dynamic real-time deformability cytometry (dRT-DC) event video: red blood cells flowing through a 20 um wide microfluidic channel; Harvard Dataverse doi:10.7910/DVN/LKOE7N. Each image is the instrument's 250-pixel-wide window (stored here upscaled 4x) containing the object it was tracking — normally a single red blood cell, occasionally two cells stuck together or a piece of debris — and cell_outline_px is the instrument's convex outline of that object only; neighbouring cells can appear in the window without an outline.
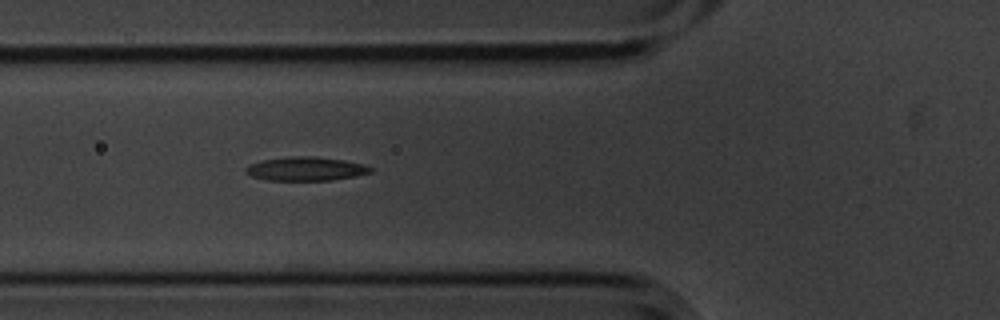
{"species": "common noctule bat (a hibernating species)", "species_latin": "Nyctalus noctula", "temperature_condition": "cold", "stored_images_in_passage": 2, "camera_frame_rate_fps": 3000, "um_per_image_px": 0.085, "animal": {"sex": "male", "body_mass_g": 20.1, "forearm_length_mm": 53.5}, "frame": {"image": 1, "passage_image": 2, "time_ms": 0.333, "image_size_px": [1000, 320], "cell_outline_px": [[372, 172], [356, 176], [332, 180], [268, 180], [252, 176], [244, 172], [244, 168], [248, 164], [260, 160], [288, 156], [316, 156], [344, 160], [364, 164], [372, 168]], "centroid_in_image_um": [25.96, 14.34], "position_along_channel_um": 99.8, "area_um2": 17.51}}